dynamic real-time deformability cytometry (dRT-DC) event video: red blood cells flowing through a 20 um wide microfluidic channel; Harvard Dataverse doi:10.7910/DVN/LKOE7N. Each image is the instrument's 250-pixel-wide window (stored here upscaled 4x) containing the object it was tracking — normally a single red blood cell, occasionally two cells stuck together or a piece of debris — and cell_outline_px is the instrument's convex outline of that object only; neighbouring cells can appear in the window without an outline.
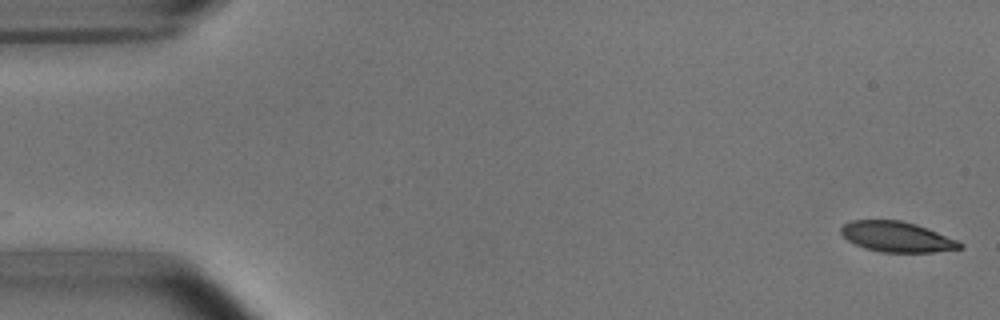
{"species": "common noctule bat (a hibernating species)", "species_latin": "Nyctalus noctula", "temperature_condition": "room temperature", "stored_images_in_passage": 52, "camera_frame_rate_fps": 3000, "um_per_image_px": 0.085, "animal": {"sex": "male", "body_mass_g": 15.6}, "frame": {"image": 1, "passage_image": 1, "time_ms": 0.0, "image_size_px": [1000, 320], "cell_outline_px": [[964, 248], [932, 252], [880, 252], [856, 244], [848, 240], [840, 232], [840, 228], [844, 224], [852, 220], [900, 220], [916, 224], [956, 240], [964, 244]], "centroid_in_image_um": [76.23, 20.12], "position_along_channel_um": 8.8, "area_um2": 20.75}}
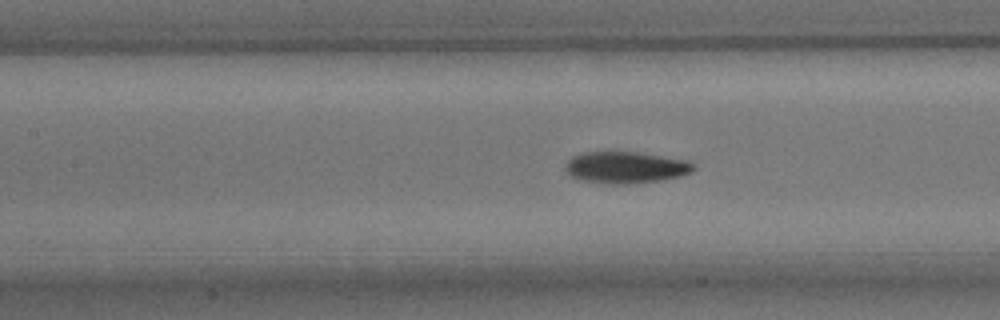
{"frame": {"image": 2, "passage_image": 23, "time_ms": 7.333, "image_size_px": [1000, 320], "cell_outline_px": [[696, 168], [692, 172], [680, 176], [660, 180], [628, 184], [608, 184], [580, 180], [572, 176], [564, 168], [568, 160], [572, 156], [580, 152], [640, 152], [688, 160], [696, 164]], "centroid_in_image_um": [53.21, 14.22], "position_along_channel_um": 154.2, "area_um2": 23.87}}
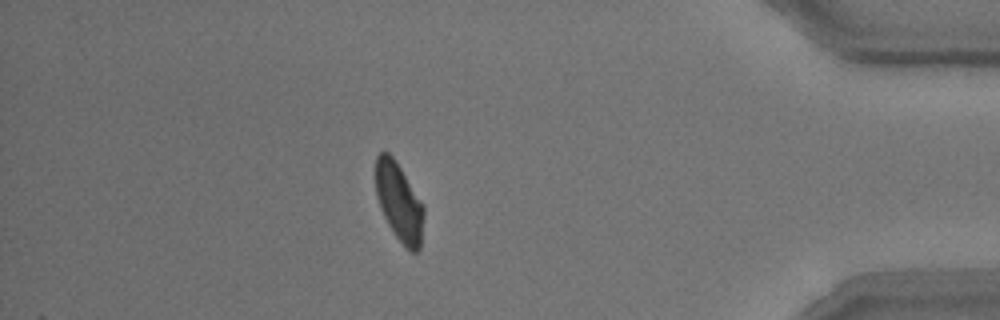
{"frame": {"image": 3, "passage_image": 46, "time_ms": 15.0, "image_size_px": [1000, 320], "cell_outline_px": [[424, 216], [420, 248], [416, 252], [412, 252], [396, 236], [388, 224], [380, 208], [376, 196], [376, 156], [380, 152], [388, 152], [392, 156], [424, 204]], "centroid_in_image_um": [33.93, 17.17], "position_along_channel_um": 401.3, "area_um2": 21.73}, "authors_computed_cell_mechanics": {"area_um2": 23.1489, "velocity_mm_per_s": 3.7633, "shape_relaxation_time_tau1_ms": 2.9165, "shape_relaxation_time_tau2_ms": 2.8449, "deformation_change_tau1": 0.1263, "deformation_change_tau2": 0.0734}}